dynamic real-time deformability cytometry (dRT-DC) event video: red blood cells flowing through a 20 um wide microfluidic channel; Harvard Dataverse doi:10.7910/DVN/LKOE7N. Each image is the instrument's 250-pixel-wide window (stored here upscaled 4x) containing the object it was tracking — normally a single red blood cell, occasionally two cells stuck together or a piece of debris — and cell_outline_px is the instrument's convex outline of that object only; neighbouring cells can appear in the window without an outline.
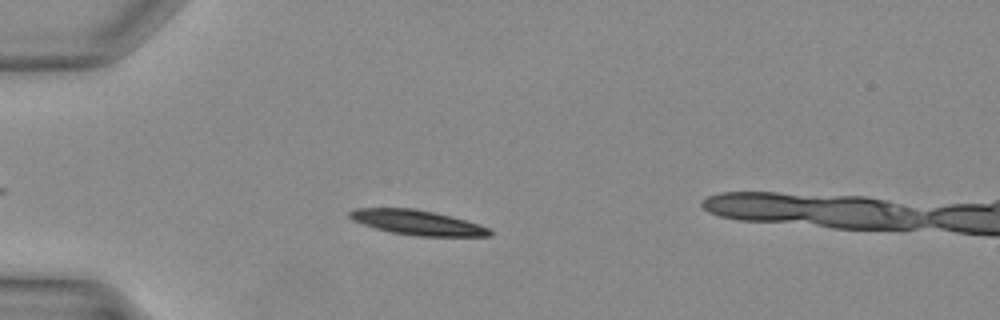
{"species": "Egyptian fruit bat (a non-hibernating species)", "species_latin": "Rousettus aegyptiacus", "temperature_condition": "warm", "stored_images_in_passage": 25, "camera_frame_rate_fps": 3000, "um_per_image_px": 0.085, "animal": {"sex": "female"}, "frame": {"image": 1, "passage_image": 1, "time_ms": 0.0, "image_size_px": [1000, 320], "cell_outline_px": [[492, 236], [416, 236], [392, 232], [376, 228], [352, 220], [348, 216], [348, 212], [356, 208], [416, 208], [480, 224], [488, 228], [492, 232]], "centroid_in_image_um": [35.45, 18.91], "position_along_channel_um": 49.5, "area_um2": 20.0}}
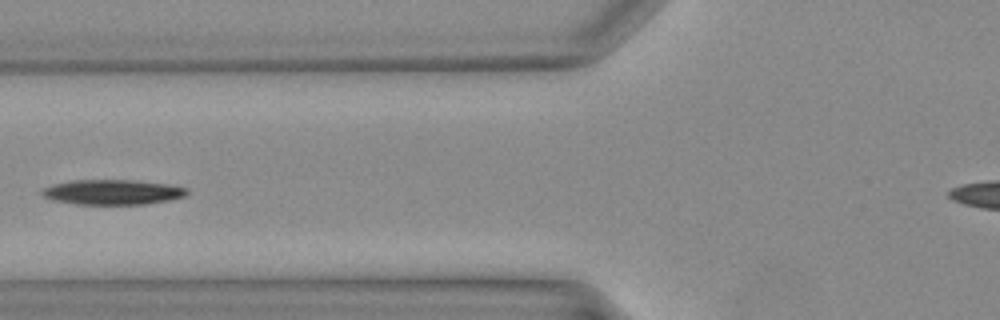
{"frame": {"image": 2, "passage_image": 6, "time_ms": 1.667, "image_size_px": [1000, 320], "cell_outline_px": [[188, 192], [184, 196], [168, 200], [144, 204], [80, 204], [56, 200], [44, 196], [40, 192], [44, 188], [52, 184], [72, 180], [136, 180], [168, 184], [188, 188]], "centroid_in_image_um": [9.59, 16.31], "position_along_channel_um": 116.2, "area_um2": 20.92}}
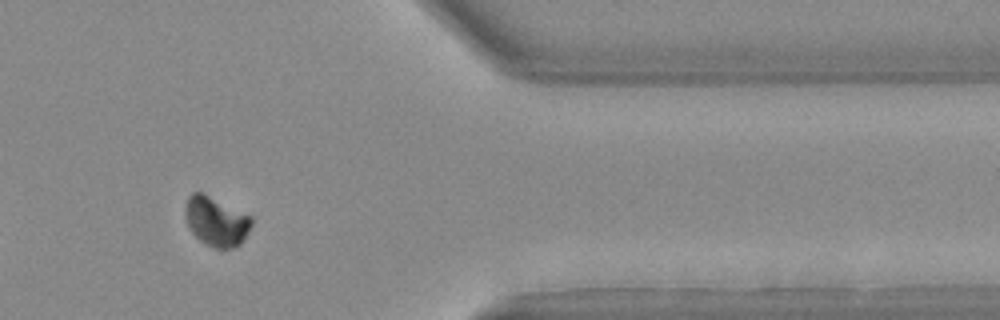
{"frame": {"image": 3, "passage_image": 23, "time_ms": 7.333, "image_size_px": [1000, 320], "cell_outline_px": [[252, 224], [248, 232], [240, 244], [232, 248], [212, 248], [204, 244], [188, 228], [184, 212], [188, 196], [192, 192], [200, 192], [252, 216]], "centroid_in_image_um": [18.36, 18.83], "position_along_channel_um": 393.0, "area_um2": 19.02}}